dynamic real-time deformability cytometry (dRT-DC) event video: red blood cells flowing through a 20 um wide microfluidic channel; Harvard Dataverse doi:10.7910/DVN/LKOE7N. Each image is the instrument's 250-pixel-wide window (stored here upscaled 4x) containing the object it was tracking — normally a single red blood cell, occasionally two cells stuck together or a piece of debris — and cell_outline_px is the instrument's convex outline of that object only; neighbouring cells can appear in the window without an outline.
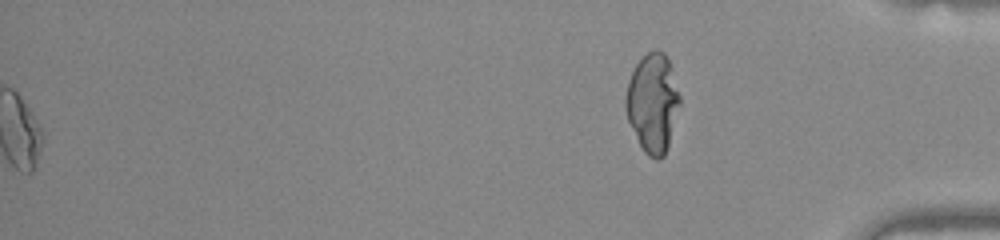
{"species": "common noctule bat (a hibernating species)", "species_latin": "Nyctalus noctula", "temperature_condition": "warm", "stored_images_in_passage": 52, "segment_of_instrument_passage": [2, 2], "camera_frame_rate_fps": 3000, "um_per_image_px": 0.085, "animal": {"sex": "female", "body_mass_g": 22.0, "forearm_length_mm": 56.7}, "frame": {"image": 1, "passage_image": 52, "time_ms": 17.0, "image_size_px": [1000, 240], "cell_outline_px": [[680, 104], [668, 148], [664, 156], [660, 160], [656, 160], [648, 156], [644, 152], [628, 120], [624, 104], [624, 96], [628, 80], [636, 64], [648, 52], [656, 48], [664, 52], [668, 60], [680, 96]], "centroid_in_image_um": [55.47, 8.76], "position_along_channel_um": 379.7, "area_um2": 31.15}}